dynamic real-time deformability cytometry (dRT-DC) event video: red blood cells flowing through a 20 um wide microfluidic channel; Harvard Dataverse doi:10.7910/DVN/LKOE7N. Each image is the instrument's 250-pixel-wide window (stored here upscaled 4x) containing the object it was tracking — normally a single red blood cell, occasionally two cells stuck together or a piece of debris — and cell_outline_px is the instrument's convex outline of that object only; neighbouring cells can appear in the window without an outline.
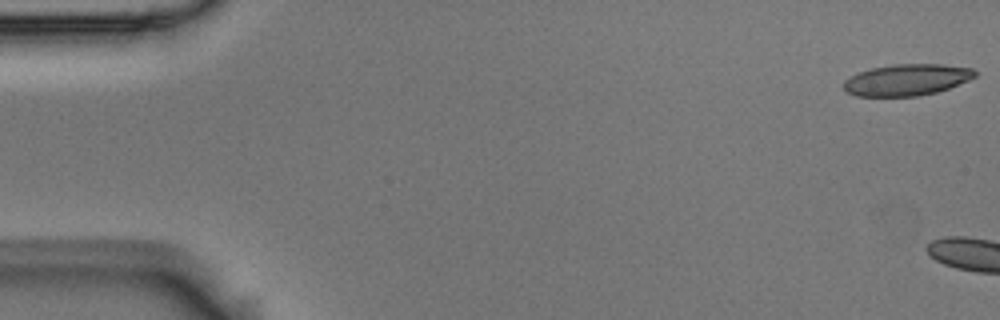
{"species": "Egyptian fruit bat (a non-hibernating species)", "species_latin": "Rousettus aegyptiacus", "temperature_condition": "room temperature", "stored_images_in_passage": 5, "camera_frame_rate_fps": 3000, "um_per_image_px": 0.085, "animal": {"sex": "male"}, "frame": {"image": 1, "passage_image": 1, "time_ms": 0.0, "image_size_px": [1000, 320], "cell_outline_px": [[976, 76], [968, 80], [948, 88], [936, 92], [916, 96], [856, 96], [848, 92], [844, 88], [844, 80], [860, 72], [872, 68], [892, 64], [944, 64], [972, 68], [976, 72]], "centroid_in_image_um": [77.09, 6.78], "position_along_channel_um": 7.9, "area_um2": 23.87}}